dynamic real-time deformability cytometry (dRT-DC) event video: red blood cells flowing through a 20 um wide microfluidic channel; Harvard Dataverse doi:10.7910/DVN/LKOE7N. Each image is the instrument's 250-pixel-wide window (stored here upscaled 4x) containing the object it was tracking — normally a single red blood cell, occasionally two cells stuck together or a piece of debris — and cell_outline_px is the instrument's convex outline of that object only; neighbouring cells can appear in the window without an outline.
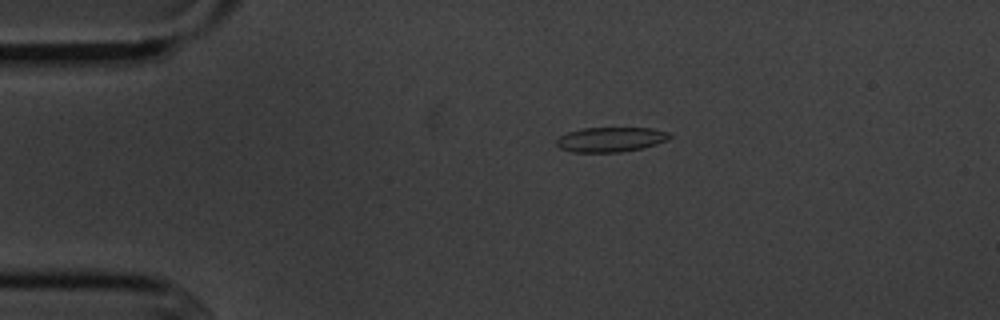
{"species": "common noctule bat (a hibernating species)", "species_latin": "Nyctalus noctula", "temperature_condition": "cold", "stored_images_in_passage": 6, "camera_frame_rate_fps": 3000, "um_per_image_px": 0.085, "animal": {"sex": "male", "body_mass_g": 20.1, "forearm_length_mm": 53.5}, "frame": {"image": 1, "passage_image": 3, "time_ms": 2.333, "image_size_px": [1000, 320], "cell_outline_px": [[672, 136], [656, 144], [640, 148], [620, 152], [572, 152], [560, 148], [556, 144], [556, 140], [560, 136], [568, 132], [584, 128], [652, 128], [668, 132]], "centroid_in_image_um": [51.87, 11.85], "position_along_channel_um": 33.1, "area_um2": 16.13}}
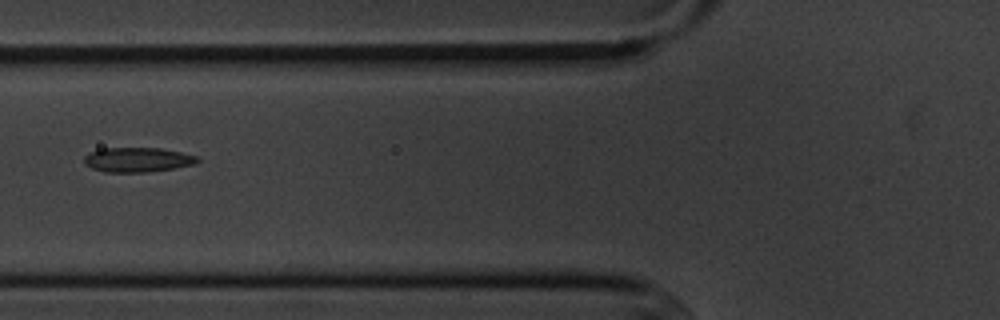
{"frame": {"image": 2, "passage_image": 6, "time_ms": 5.667, "image_size_px": [1000, 320], "cell_outline_px": [[200, 160], [196, 164], [172, 168], [144, 172], [104, 172], [92, 168], [84, 164], [84, 156], [100, 148], [160, 148], [180, 152], [196, 156]], "centroid_in_image_um": [11.67, 13.57], "position_along_channel_um": 114.1, "area_um2": 16.13}}